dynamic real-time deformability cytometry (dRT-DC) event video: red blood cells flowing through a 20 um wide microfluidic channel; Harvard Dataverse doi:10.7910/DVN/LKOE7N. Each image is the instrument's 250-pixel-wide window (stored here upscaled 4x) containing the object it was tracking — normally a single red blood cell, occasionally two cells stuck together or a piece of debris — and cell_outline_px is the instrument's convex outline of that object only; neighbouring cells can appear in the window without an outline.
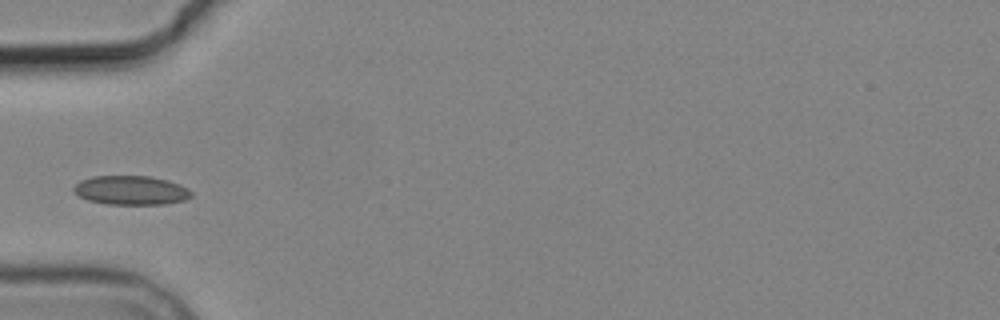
{"species": "common noctule bat (a hibernating species)", "species_latin": "Nyctalus noctula", "temperature_condition": "cold", "stored_images_in_passage": 5, "camera_frame_rate_fps": 3000, "um_per_image_px": 0.085, "animal": {"sex": "male", "body_mass_g": 19.2, "forearm_length_mm": 51.8}, "frame": {"image": 1, "passage_image": 2, "time_ms": 1.333, "image_size_px": [1000, 320], "cell_outline_px": [[192, 196], [184, 200], [168, 204], [108, 204], [88, 200], [72, 192], [72, 188], [80, 180], [92, 176], [148, 176], [168, 180], [180, 184], [188, 188], [192, 192]], "centroid_in_image_um": [11.13, 16.17], "position_along_channel_um": 73.9, "area_um2": 20.06}}
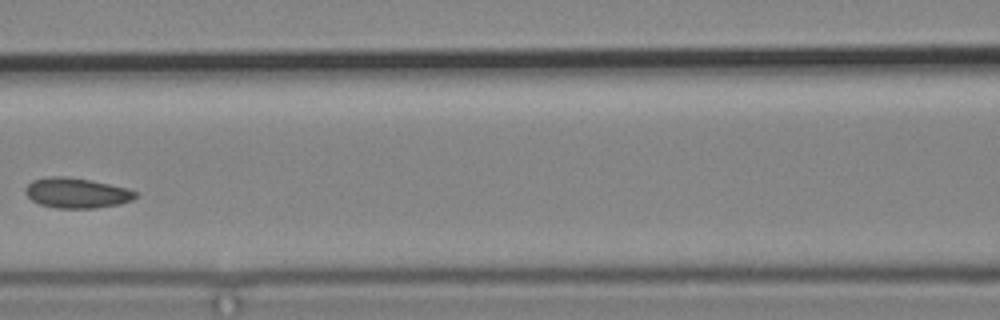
{"frame": {"image": 2, "passage_image": 4, "time_ms": 3.667, "image_size_px": [1000, 320], "cell_outline_px": [[136, 196], [132, 200], [120, 204], [96, 208], [56, 208], [40, 204], [32, 200], [24, 192], [24, 188], [32, 180], [48, 176], [64, 176], [88, 180], [128, 188], [136, 192]], "centroid_in_image_um": [6.48, 16.4], "position_along_channel_um": 160.1, "area_um2": 19.31}}
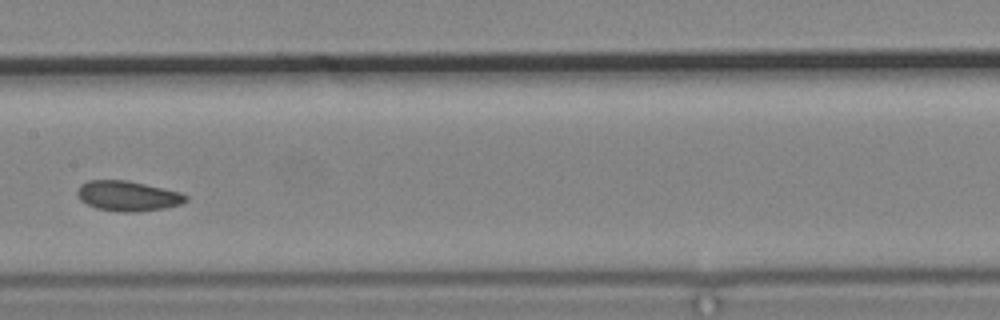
{"frame": {"image": 3, "passage_image": 5, "time_ms": 4.667, "image_size_px": [1000, 320], "cell_outline_px": [[188, 200], [180, 204], [164, 208], [136, 212], [120, 212], [96, 208], [80, 200], [76, 192], [80, 184], [88, 180], [128, 180], [180, 192], [188, 196]], "centroid_in_image_um": [10.84, 16.65], "position_along_channel_um": 196.6, "area_um2": 19.07}}